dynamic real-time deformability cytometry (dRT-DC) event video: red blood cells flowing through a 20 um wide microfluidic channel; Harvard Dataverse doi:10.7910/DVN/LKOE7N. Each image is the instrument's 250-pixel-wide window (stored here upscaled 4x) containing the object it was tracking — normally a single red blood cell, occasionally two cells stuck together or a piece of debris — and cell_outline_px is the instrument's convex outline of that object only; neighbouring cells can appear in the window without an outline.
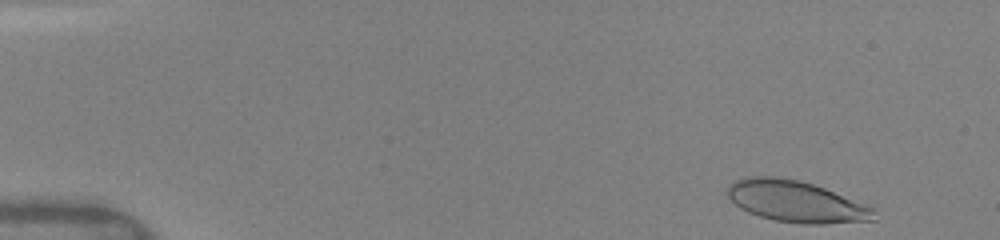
{"species": "human", "species_latin": "Homo sapiens", "temperature_condition": "warm", "stored_images_in_passage": 25, "camera_frame_rate_fps": 3000, "um_per_image_px": 0.085, "donor": {"sex": "female"}, "frame": {"image": 1, "passage_image": 1, "time_ms": 0.0, "image_size_px": [1000, 240], "cell_outline_px": [[876, 220], [824, 224], [800, 224], [776, 220], [760, 216], [748, 212], [740, 208], [728, 196], [728, 184], [744, 176], [776, 176], [800, 180], [824, 188], [876, 208]], "centroid_in_image_um": [67.68, 17.13], "position_along_channel_um": 17.3, "area_um2": 35.49}}
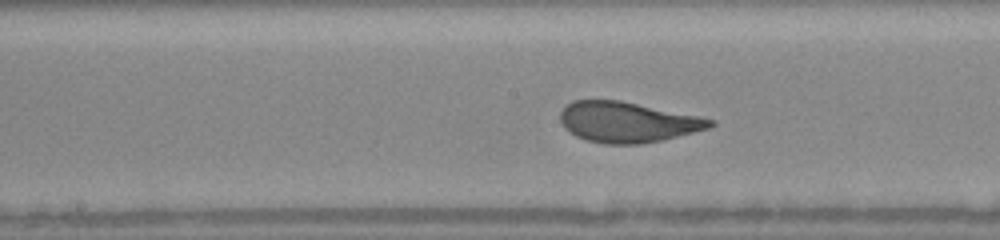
{"frame": {"image": 2, "passage_image": 14, "time_ms": 7.333, "image_size_px": [1000, 240], "cell_outline_px": [[716, 124], [708, 128], [660, 140], [640, 144], [604, 144], [584, 140], [568, 132], [564, 128], [560, 120], [560, 112], [572, 100], [620, 100], [700, 116], [716, 120]], "centroid_in_image_um": [53.31, 10.37], "position_along_channel_um": 194.9, "area_um2": 35.37}}
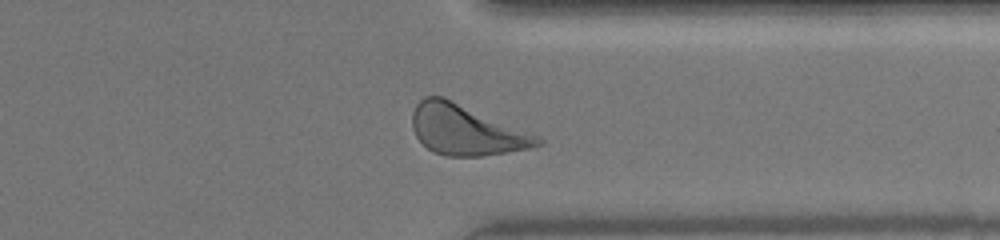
{"frame": {"image": 3, "passage_image": 23, "time_ms": 11.667, "image_size_px": [1000, 240], "cell_outline_px": [[544, 144], [532, 148], [480, 156], [444, 156], [432, 152], [416, 136], [412, 128], [412, 112], [416, 104], [424, 96], [444, 96], [540, 136], [544, 140]], "centroid_in_image_um": [39.63, 11.04], "position_along_channel_um": 371.8, "area_um2": 36.93}, "authors_computed_cell_mechanics": {"area_um2": 35.2002, "velocity_mm_per_s": 4.0768, "shape_relaxation_time_tau1_ms": 2.5875, "shape_relaxation_time_tau2_ms": null, "deformation_change_tau1": 0.1431, "deformation_change_tau2": null}}